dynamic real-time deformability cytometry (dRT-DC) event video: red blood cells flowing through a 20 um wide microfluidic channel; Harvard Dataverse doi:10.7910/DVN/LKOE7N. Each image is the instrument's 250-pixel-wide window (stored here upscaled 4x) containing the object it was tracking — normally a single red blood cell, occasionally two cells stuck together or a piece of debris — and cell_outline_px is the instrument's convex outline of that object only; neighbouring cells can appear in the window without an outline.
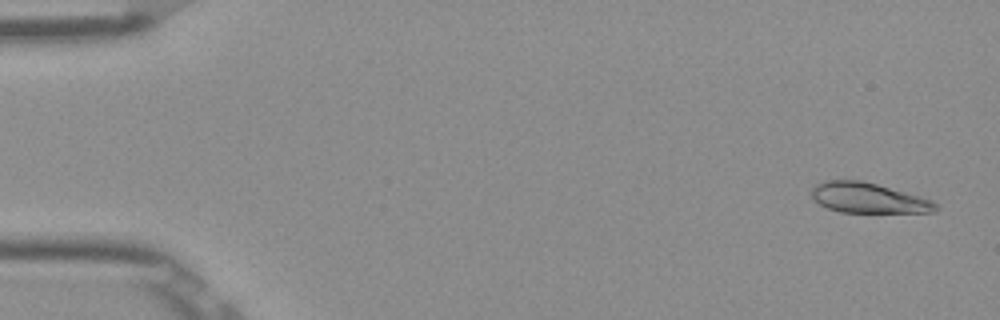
{"species": "Egyptian fruit bat (a non-hibernating species)", "species_latin": "Rousettus aegyptiacus", "temperature_condition": "room temperature", "stored_images_in_passage": 52, "camera_frame_rate_fps": 3000, "um_per_image_px": 0.085, "frame": {"image": 1, "passage_image": 2, "time_ms": 0.333, "image_size_px": [1000, 320], "cell_outline_px": [[940, 208], [932, 212], [840, 212], [828, 208], [812, 200], [812, 188], [816, 184], [824, 180], [860, 180], [876, 184], [932, 200]], "centroid_in_image_um": [73.76, 16.82], "position_along_channel_um": 11.2, "area_um2": 21.62}}
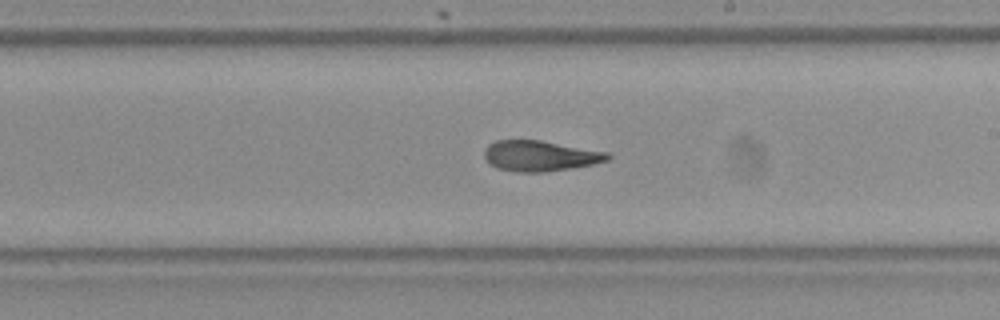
{"frame": {"image": 2, "passage_image": 30, "time_ms": 9.667, "image_size_px": [1000, 320], "cell_outline_px": [[612, 156], [608, 160], [592, 164], [572, 168], [544, 172], [516, 172], [496, 168], [484, 156], [484, 148], [488, 144], [496, 140], [540, 140], [608, 152]], "centroid_in_image_um": [45.9, 13.25], "position_along_channel_um": 243.1, "area_um2": 21.96}}
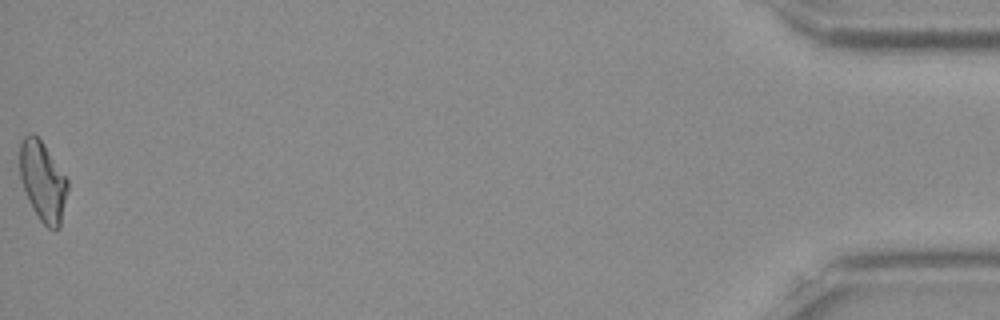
{"frame": {"image": 3, "passage_image": 52, "time_ms": 17.0, "image_size_px": [1000, 320], "cell_outline_px": [[68, 188], [60, 228], [56, 232], [48, 228], [40, 220], [32, 208], [24, 188], [20, 176], [20, 144], [24, 136], [32, 132], [44, 144], [68, 180]], "centroid_in_image_um": [3.65, 15.44], "position_along_channel_um": 431.5, "area_um2": 22.14}, "authors_computed_cell_mechanics": {"area_um2": 22.1952, "velocity_mm_per_s": 3.8973, "shape_relaxation_time_tau1_ms": 10.7964, "shape_relaxation_time_tau2_ms": 2.7061, "deformation_change_tau1": 0.2415, "deformation_change_tau2": 0.0881}}